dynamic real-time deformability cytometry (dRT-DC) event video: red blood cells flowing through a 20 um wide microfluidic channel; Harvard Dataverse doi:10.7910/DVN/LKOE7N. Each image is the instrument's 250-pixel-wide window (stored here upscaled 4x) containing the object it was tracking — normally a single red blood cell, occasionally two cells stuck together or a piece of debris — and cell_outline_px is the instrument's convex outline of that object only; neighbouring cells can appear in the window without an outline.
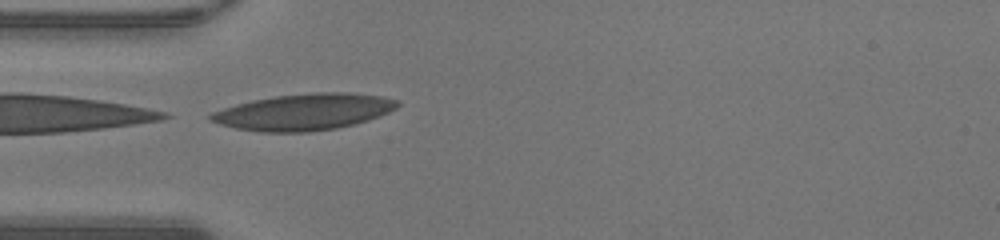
{"species": "human", "species_latin": "Homo sapiens", "temperature_condition": "warm", "stored_images_in_passage": 31, "camera_frame_rate_fps": 3000, "um_per_image_px": 0.085, "donor": {"sex": "male"}, "frame": {"image": 1, "passage_image": 1, "time_ms": 0.0, "image_size_px": [1000, 240], "cell_outline_px": [[400, 104], [396, 108], [380, 116], [368, 120], [336, 128], [308, 132], [260, 132], [236, 128], [220, 124], [208, 120], [208, 116], [212, 112], [236, 104], [252, 100], [276, 96], [316, 92], [352, 92], [380, 96], [400, 100]], "centroid_in_image_um": [25.84, 9.51], "position_along_channel_um": 59.2, "area_um2": 39.59}}
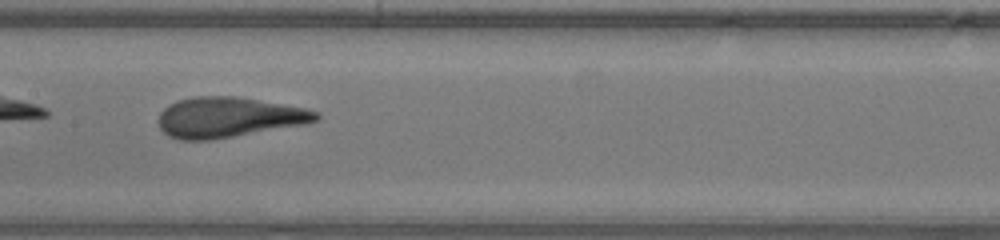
{"frame": {"image": 2, "passage_image": 10, "time_ms": 3.0, "image_size_px": [1000, 240], "cell_outline_px": [[320, 116], [316, 120], [308, 124], [208, 140], [180, 140], [168, 136], [160, 128], [160, 112], [168, 104], [176, 100], [196, 96], [232, 96], [304, 108], [320, 112]], "centroid_in_image_um": [19.41, 9.97], "position_along_channel_um": 188.0, "area_um2": 36.7}}
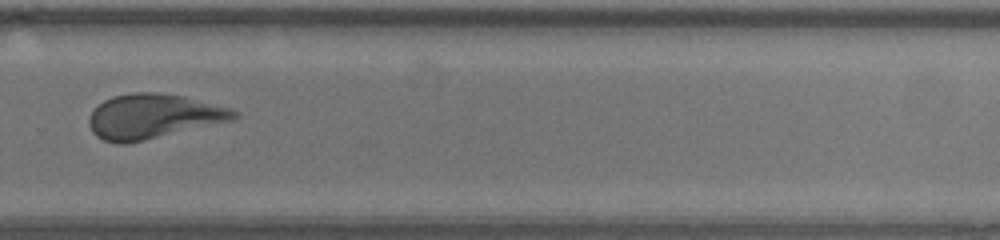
{"frame": {"image": 3, "passage_image": 19, "time_ms": 6.0, "image_size_px": [1000, 240], "cell_outline_px": [[240, 116], [232, 120], [144, 140], [124, 144], [120, 144], [104, 140], [96, 136], [92, 132], [88, 124], [88, 116], [104, 100], [112, 96], [132, 92], [156, 92], [184, 96], [228, 108], [240, 112]], "centroid_in_image_um": [12.99, 9.88], "position_along_channel_um": 316.8, "area_um2": 37.45}, "authors_computed_cell_mechanics": {"area_um2": 36.992, "velocity_mm_per_s": 4.3099, "shape_relaxation_time_tau1_ms": null, "shape_relaxation_time_tau2_ms": 1.0032, "deformation_change_tau1": null, "deformation_change_tau2": 0.1058}}